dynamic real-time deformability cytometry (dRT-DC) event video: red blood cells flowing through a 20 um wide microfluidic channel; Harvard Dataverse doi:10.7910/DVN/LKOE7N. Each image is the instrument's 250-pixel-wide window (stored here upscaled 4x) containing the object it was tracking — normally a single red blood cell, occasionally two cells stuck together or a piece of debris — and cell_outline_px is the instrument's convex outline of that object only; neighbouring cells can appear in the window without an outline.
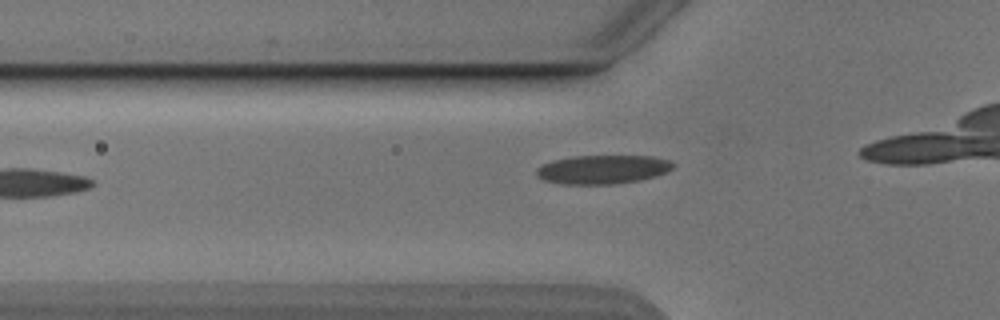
{"species": "Egyptian fruit bat (a non-hibernating species)", "species_latin": "Rousettus aegyptiacus", "temperature_condition": "cold", "stored_images_in_passage": 8, "camera_frame_rate_fps": 3000, "um_per_image_px": 0.085, "animal": {"sex": "male"}, "frame": {"image": 1, "passage_image": 3, "time_ms": 0.667, "image_size_px": [1000, 320], "cell_outline_px": [[676, 164], [672, 168], [656, 176], [640, 180], [612, 184], [560, 184], [544, 180], [536, 176], [536, 168], [552, 160], [572, 156], [652, 156], [668, 160]], "centroid_in_image_um": [51.2, 14.4], "position_along_channel_um": 74.6, "area_um2": 22.95}}
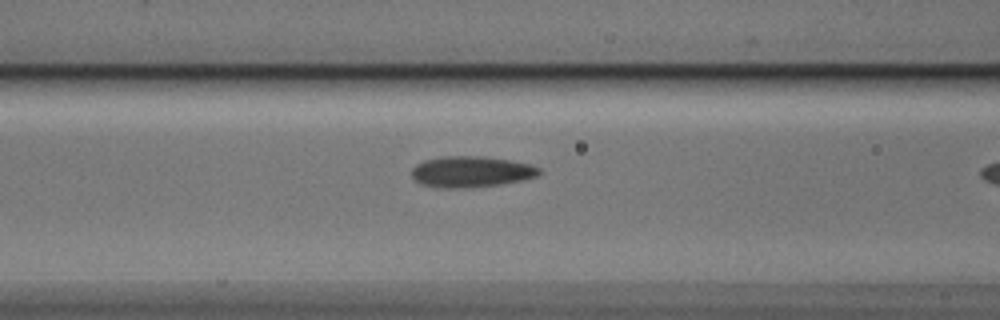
{"frame": {"image": 2, "passage_image": 7, "time_ms": 2.0, "image_size_px": [1000, 320], "cell_outline_px": [[540, 172], [536, 176], [520, 180], [500, 184], [464, 188], [444, 188], [420, 184], [412, 176], [412, 168], [416, 164], [424, 160], [444, 156], [484, 156], [508, 160], [528, 164], [540, 168]], "centroid_in_image_um": [40.0, 14.59], "position_along_channel_um": 126.6, "area_um2": 22.83}}